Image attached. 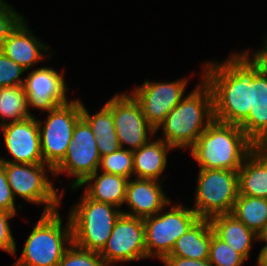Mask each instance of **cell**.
I'll return each mask as SVG.
<instances>
[{
	"label": "cell",
	"instance_id": "1",
	"mask_svg": "<svg viewBox=\"0 0 267 266\" xmlns=\"http://www.w3.org/2000/svg\"><path fill=\"white\" fill-rule=\"evenodd\" d=\"M241 51L232 53L225 61H206L201 69L202 78L212 91L214 119L238 126L250 113L254 75L259 71Z\"/></svg>",
	"mask_w": 267,
	"mask_h": 266
},
{
	"label": "cell",
	"instance_id": "2",
	"mask_svg": "<svg viewBox=\"0 0 267 266\" xmlns=\"http://www.w3.org/2000/svg\"><path fill=\"white\" fill-rule=\"evenodd\" d=\"M213 120L212 91L201 74L196 88L169 112L155 133L162 130L163 135L159 139L174 150H190Z\"/></svg>",
	"mask_w": 267,
	"mask_h": 266
},
{
	"label": "cell",
	"instance_id": "3",
	"mask_svg": "<svg viewBox=\"0 0 267 266\" xmlns=\"http://www.w3.org/2000/svg\"><path fill=\"white\" fill-rule=\"evenodd\" d=\"M256 147L238 126L213 120L190 149L198 168L238 171Z\"/></svg>",
	"mask_w": 267,
	"mask_h": 266
},
{
	"label": "cell",
	"instance_id": "4",
	"mask_svg": "<svg viewBox=\"0 0 267 266\" xmlns=\"http://www.w3.org/2000/svg\"><path fill=\"white\" fill-rule=\"evenodd\" d=\"M62 219L59 210L41 214L21 255L11 266H58L64 252L73 243L69 217L66 225Z\"/></svg>",
	"mask_w": 267,
	"mask_h": 266
},
{
	"label": "cell",
	"instance_id": "5",
	"mask_svg": "<svg viewBox=\"0 0 267 266\" xmlns=\"http://www.w3.org/2000/svg\"><path fill=\"white\" fill-rule=\"evenodd\" d=\"M69 211L73 243L80 248L100 253L105 247L120 208L90 199L84 192Z\"/></svg>",
	"mask_w": 267,
	"mask_h": 266
},
{
	"label": "cell",
	"instance_id": "6",
	"mask_svg": "<svg viewBox=\"0 0 267 266\" xmlns=\"http://www.w3.org/2000/svg\"><path fill=\"white\" fill-rule=\"evenodd\" d=\"M5 174L14 198L19 196L28 203L44 205L42 214L55 212L61 205L65 189L59 192L48 176L54 170L41 164H22L4 162ZM48 170V171H47Z\"/></svg>",
	"mask_w": 267,
	"mask_h": 266
},
{
	"label": "cell",
	"instance_id": "7",
	"mask_svg": "<svg viewBox=\"0 0 267 266\" xmlns=\"http://www.w3.org/2000/svg\"><path fill=\"white\" fill-rule=\"evenodd\" d=\"M192 210L201 219L230 214L239 195L238 171L199 168Z\"/></svg>",
	"mask_w": 267,
	"mask_h": 266
},
{
	"label": "cell",
	"instance_id": "8",
	"mask_svg": "<svg viewBox=\"0 0 267 266\" xmlns=\"http://www.w3.org/2000/svg\"><path fill=\"white\" fill-rule=\"evenodd\" d=\"M171 204L156 215L143 218L147 257L150 259L162 260L169 255L176 241L200 219L192 208ZM169 205L172 206L170 210L164 211Z\"/></svg>",
	"mask_w": 267,
	"mask_h": 266
},
{
	"label": "cell",
	"instance_id": "9",
	"mask_svg": "<svg viewBox=\"0 0 267 266\" xmlns=\"http://www.w3.org/2000/svg\"><path fill=\"white\" fill-rule=\"evenodd\" d=\"M81 117V100L74 99L48 111L45 122L37 118L43 160L53 170L64 159L74 127Z\"/></svg>",
	"mask_w": 267,
	"mask_h": 266
},
{
	"label": "cell",
	"instance_id": "10",
	"mask_svg": "<svg viewBox=\"0 0 267 266\" xmlns=\"http://www.w3.org/2000/svg\"><path fill=\"white\" fill-rule=\"evenodd\" d=\"M100 161L96 137L89 124L81 117L74 127L72 141L64 159L54 169V177L64 173L73 177L70 188L78 187L99 170Z\"/></svg>",
	"mask_w": 267,
	"mask_h": 266
},
{
	"label": "cell",
	"instance_id": "11",
	"mask_svg": "<svg viewBox=\"0 0 267 266\" xmlns=\"http://www.w3.org/2000/svg\"><path fill=\"white\" fill-rule=\"evenodd\" d=\"M112 112L113 122L120 147L136 151L150 138L155 130L148 124L140 104L128 92L115 94L105 103Z\"/></svg>",
	"mask_w": 267,
	"mask_h": 266
},
{
	"label": "cell",
	"instance_id": "12",
	"mask_svg": "<svg viewBox=\"0 0 267 266\" xmlns=\"http://www.w3.org/2000/svg\"><path fill=\"white\" fill-rule=\"evenodd\" d=\"M99 254L108 266L148 259L143 219L121 214Z\"/></svg>",
	"mask_w": 267,
	"mask_h": 266
},
{
	"label": "cell",
	"instance_id": "13",
	"mask_svg": "<svg viewBox=\"0 0 267 266\" xmlns=\"http://www.w3.org/2000/svg\"><path fill=\"white\" fill-rule=\"evenodd\" d=\"M188 78L170 82H152L132 89L131 95L140 104L148 124L156 131L169 112L181 101L187 88Z\"/></svg>",
	"mask_w": 267,
	"mask_h": 266
},
{
	"label": "cell",
	"instance_id": "14",
	"mask_svg": "<svg viewBox=\"0 0 267 266\" xmlns=\"http://www.w3.org/2000/svg\"><path fill=\"white\" fill-rule=\"evenodd\" d=\"M63 75L64 72L62 74L52 67L32 69L24 78L23 84L28 107L47 113L69 102L66 95L68 88Z\"/></svg>",
	"mask_w": 267,
	"mask_h": 266
},
{
	"label": "cell",
	"instance_id": "15",
	"mask_svg": "<svg viewBox=\"0 0 267 266\" xmlns=\"http://www.w3.org/2000/svg\"><path fill=\"white\" fill-rule=\"evenodd\" d=\"M0 130L3 133L6 150L9 156L11 155V158H13V160H7L0 157V162L44 163L41 152L40 130L35 116L22 121L9 122L0 126Z\"/></svg>",
	"mask_w": 267,
	"mask_h": 266
},
{
	"label": "cell",
	"instance_id": "16",
	"mask_svg": "<svg viewBox=\"0 0 267 266\" xmlns=\"http://www.w3.org/2000/svg\"><path fill=\"white\" fill-rule=\"evenodd\" d=\"M163 182V180L130 178L124 201L130 211L122 210V214L143 219L156 215L165 208L171 200L162 189Z\"/></svg>",
	"mask_w": 267,
	"mask_h": 266
},
{
	"label": "cell",
	"instance_id": "17",
	"mask_svg": "<svg viewBox=\"0 0 267 266\" xmlns=\"http://www.w3.org/2000/svg\"><path fill=\"white\" fill-rule=\"evenodd\" d=\"M33 34L25 18L9 34L0 49L8 58L21 65L28 72L33 65L50 59L49 46ZM48 54H45L47 53ZM47 55V57H46Z\"/></svg>",
	"mask_w": 267,
	"mask_h": 266
},
{
	"label": "cell",
	"instance_id": "18",
	"mask_svg": "<svg viewBox=\"0 0 267 266\" xmlns=\"http://www.w3.org/2000/svg\"><path fill=\"white\" fill-rule=\"evenodd\" d=\"M239 194L267 199V146H256L238 170Z\"/></svg>",
	"mask_w": 267,
	"mask_h": 266
},
{
	"label": "cell",
	"instance_id": "19",
	"mask_svg": "<svg viewBox=\"0 0 267 266\" xmlns=\"http://www.w3.org/2000/svg\"><path fill=\"white\" fill-rule=\"evenodd\" d=\"M239 127L256 146H267V79L260 71L254 75L250 113Z\"/></svg>",
	"mask_w": 267,
	"mask_h": 266
},
{
	"label": "cell",
	"instance_id": "20",
	"mask_svg": "<svg viewBox=\"0 0 267 266\" xmlns=\"http://www.w3.org/2000/svg\"><path fill=\"white\" fill-rule=\"evenodd\" d=\"M99 172L97 170L78 187L71 188V191L84 187L83 192L90 199L120 208L124 205L129 179L105 172H100V174Z\"/></svg>",
	"mask_w": 267,
	"mask_h": 266
},
{
	"label": "cell",
	"instance_id": "21",
	"mask_svg": "<svg viewBox=\"0 0 267 266\" xmlns=\"http://www.w3.org/2000/svg\"><path fill=\"white\" fill-rule=\"evenodd\" d=\"M174 150L159 137L133 151V178L160 181L167 166L168 151Z\"/></svg>",
	"mask_w": 267,
	"mask_h": 266
},
{
	"label": "cell",
	"instance_id": "22",
	"mask_svg": "<svg viewBox=\"0 0 267 266\" xmlns=\"http://www.w3.org/2000/svg\"><path fill=\"white\" fill-rule=\"evenodd\" d=\"M209 220L214 233L221 240L239 252L246 260L249 259L252 243L260 240L254 231L248 229L232 214L216 215Z\"/></svg>",
	"mask_w": 267,
	"mask_h": 266
},
{
	"label": "cell",
	"instance_id": "23",
	"mask_svg": "<svg viewBox=\"0 0 267 266\" xmlns=\"http://www.w3.org/2000/svg\"><path fill=\"white\" fill-rule=\"evenodd\" d=\"M212 226L209 219H199L175 243L171 253L176 256L194 260H208Z\"/></svg>",
	"mask_w": 267,
	"mask_h": 266
},
{
	"label": "cell",
	"instance_id": "24",
	"mask_svg": "<svg viewBox=\"0 0 267 266\" xmlns=\"http://www.w3.org/2000/svg\"><path fill=\"white\" fill-rule=\"evenodd\" d=\"M230 214L259 237L267 234V199L239 194Z\"/></svg>",
	"mask_w": 267,
	"mask_h": 266
},
{
	"label": "cell",
	"instance_id": "25",
	"mask_svg": "<svg viewBox=\"0 0 267 266\" xmlns=\"http://www.w3.org/2000/svg\"><path fill=\"white\" fill-rule=\"evenodd\" d=\"M30 111L23 85L0 88V126L34 116Z\"/></svg>",
	"mask_w": 267,
	"mask_h": 266
},
{
	"label": "cell",
	"instance_id": "26",
	"mask_svg": "<svg viewBox=\"0 0 267 266\" xmlns=\"http://www.w3.org/2000/svg\"><path fill=\"white\" fill-rule=\"evenodd\" d=\"M108 174H115L125 178L133 177V152L126 148L102 156L99 169Z\"/></svg>",
	"mask_w": 267,
	"mask_h": 266
},
{
	"label": "cell",
	"instance_id": "27",
	"mask_svg": "<svg viewBox=\"0 0 267 266\" xmlns=\"http://www.w3.org/2000/svg\"><path fill=\"white\" fill-rule=\"evenodd\" d=\"M208 260L213 266H242L246 259L221 240L212 228Z\"/></svg>",
	"mask_w": 267,
	"mask_h": 266
},
{
	"label": "cell",
	"instance_id": "28",
	"mask_svg": "<svg viewBox=\"0 0 267 266\" xmlns=\"http://www.w3.org/2000/svg\"><path fill=\"white\" fill-rule=\"evenodd\" d=\"M82 118L89 124L95 137L117 136L111 109L105 104L99 112L90 114L81 101Z\"/></svg>",
	"mask_w": 267,
	"mask_h": 266
},
{
	"label": "cell",
	"instance_id": "29",
	"mask_svg": "<svg viewBox=\"0 0 267 266\" xmlns=\"http://www.w3.org/2000/svg\"><path fill=\"white\" fill-rule=\"evenodd\" d=\"M58 266H108L98 252L86 250L72 243L64 252Z\"/></svg>",
	"mask_w": 267,
	"mask_h": 266
},
{
	"label": "cell",
	"instance_id": "30",
	"mask_svg": "<svg viewBox=\"0 0 267 266\" xmlns=\"http://www.w3.org/2000/svg\"><path fill=\"white\" fill-rule=\"evenodd\" d=\"M27 72L25 68L8 58L0 50V88L20 86L24 84L22 74Z\"/></svg>",
	"mask_w": 267,
	"mask_h": 266
},
{
	"label": "cell",
	"instance_id": "31",
	"mask_svg": "<svg viewBox=\"0 0 267 266\" xmlns=\"http://www.w3.org/2000/svg\"><path fill=\"white\" fill-rule=\"evenodd\" d=\"M5 1L0 0V49L9 34L24 19L22 14Z\"/></svg>",
	"mask_w": 267,
	"mask_h": 266
},
{
	"label": "cell",
	"instance_id": "32",
	"mask_svg": "<svg viewBox=\"0 0 267 266\" xmlns=\"http://www.w3.org/2000/svg\"><path fill=\"white\" fill-rule=\"evenodd\" d=\"M17 213L0 210V249L9 253V255H16V242L12 235L9 220Z\"/></svg>",
	"mask_w": 267,
	"mask_h": 266
},
{
	"label": "cell",
	"instance_id": "33",
	"mask_svg": "<svg viewBox=\"0 0 267 266\" xmlns=\"http://www.w3.org/2000/svg\"><path fill=\"white\" fill-rule=\"evenodd\" d=\"M0 210L17 213L15 198L6 178L4 162H0Z\"/></svg>",
	"mask_w": 267,
	"mask_h": 266
},
{
	"label": "cell",
	"instance_id": "34",
	"mask_svg": "<svg viewBox=\"0 0 267 266\" xmlns=\"http://www.w3.org/2000/svg\"><path fill=\"white\" fill-rule=\"evenodd\" d=\"M96 144L101 157L121 148L117 136L96 137Z\"/></svg>",
	"mask_w": 267,
	"mask_h": 266
},
{
	"label": "cell",
	"instance_id": "35",
	"mask_svg": "<svg viewBox=\"0 0 267 266\" xmlns=\"http://www.w3.org/2000/svg\"><path fill=\"white\" fill-rule=\"evenodd\" d=\"M161 262L165 266H213L209 260H194L176 256H165Z\"/></svg>",
	"mask_w": 267,
	"mask_h": 266
},
{
	"label": "cell",
	"instance_id": "36",
	"mask_svg": "<svg viewBox=\"0 0 267 266\" xmlns=\"http://www.w3.org/2000/svg\"><path fill=\"white\" fill-rule=\"evenodd\" d=\"M244 52L254 61V62H267V35H265L264 46L256 52H249V49H245ZM252 54V56L250 55Z\"/></svg>",
	"mask_w": 267,
	"mask_h": 266
},
{
	"label": "cell",
	"instance_id": "37",
	"mask_svg": "<svg viewBox=\"0 0 267 266\" xmlns=\"http://www.w3.org/2000/svg\"><path fill=\"white\" fill-rule=\"evenodd\" d=\"M265 243L257 257V266H267V234L260 237L259 242Z\"/></svg>",
	"mask_w": 267,
	"mask_h": 266
},
{
	"label": "cell",
	"instance_id": "38",
	"mask_svg": "<svg viewBox=\"0 0 267 266\" xmlns=\"http://www.w3.org/2000/svg\"><path fill=\"white\" fill-rule=\"evenodd\" d=\"M255 64L258 66L259 71L267 79V62H255Z\"/></svg>",
	"mask_w": 267,
	"mask_h": 266
}]
</instances>
